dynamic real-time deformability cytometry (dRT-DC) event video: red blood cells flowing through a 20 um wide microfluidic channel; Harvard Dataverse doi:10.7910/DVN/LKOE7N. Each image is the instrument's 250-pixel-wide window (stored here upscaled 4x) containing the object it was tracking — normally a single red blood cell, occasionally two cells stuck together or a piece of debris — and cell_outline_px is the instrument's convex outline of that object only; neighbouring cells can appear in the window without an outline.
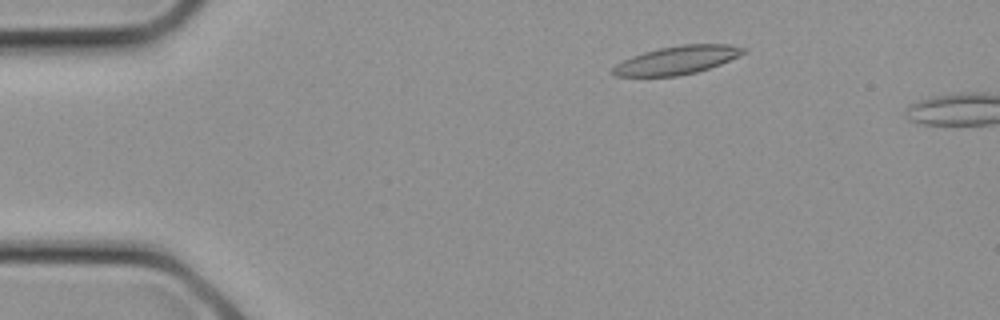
{"species": "common noctule bat (a hibernating species)", "species_latin": "Nyctalus noctula", "temperature_condition": "cold", "stored_images_in_passage": 6, "camera_frame_rate_fps": 3000, "um_per_image_px": 0.085, "animal": {"sex": "female", "body_mass_g": 21.9}, "frame": {"image": 1, "passage_image": 4, "time_ms": 1.0, "image_size_px": [1000, 320], "cell_outline_px": [[748, 52], [720, 64], [696, 72], [676, 76], [616, 76], [608, 72], [616, 64], [632, 56], [644, 52], [660, 48], [680, 44], [728, 44], [748, 48]], "centroid_in_image_um": [57.56, 5.1], "position_along_channel_um": 27.4, "area_um2": 21.56}}